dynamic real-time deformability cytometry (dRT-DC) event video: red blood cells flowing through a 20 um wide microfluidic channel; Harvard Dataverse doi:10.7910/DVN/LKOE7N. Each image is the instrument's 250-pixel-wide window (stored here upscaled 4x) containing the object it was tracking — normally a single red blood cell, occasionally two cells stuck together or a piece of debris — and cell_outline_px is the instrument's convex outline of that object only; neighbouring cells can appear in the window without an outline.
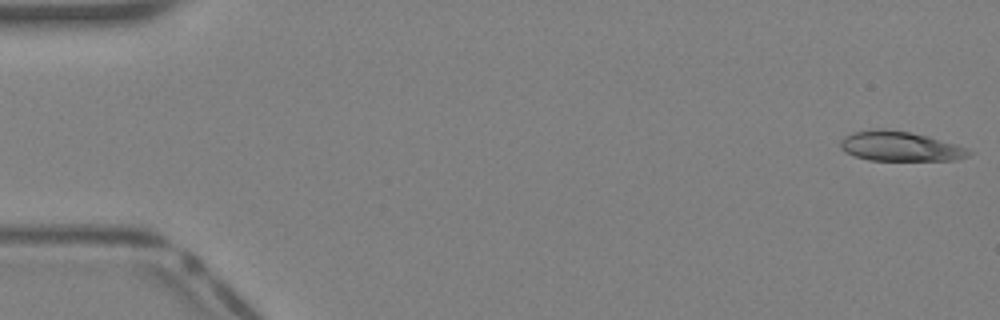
{"species": "Egyptian fruit bat (a non-hibernating species)", "species_latin": "Rousettus aegyptiacus", "temperature_condition": "warm", "stored_images_in_passage": 40, "camera_frame_rate_fps": 3000, "um_per_image_px": 0.085, "animal": {"sex": "female"}, "frame": {"image": 1, "passage_image": 1, "time_ms": 0.0, "image_size_px": [1000, 320], "cell_outline_px": [[976, 152], [968, 156], [956, 160], [868, 160], [844, 152], [840, 148], [840, 140], [844, 136], [852, 132], [872, 128], [884, 128], [908, 132], [928, 136], [956, 144], [968, 148]], "centroid_in_image_um": [76.5, 12.43], "position_along_channel_um": 8.5, "area_um2": 22.54}}
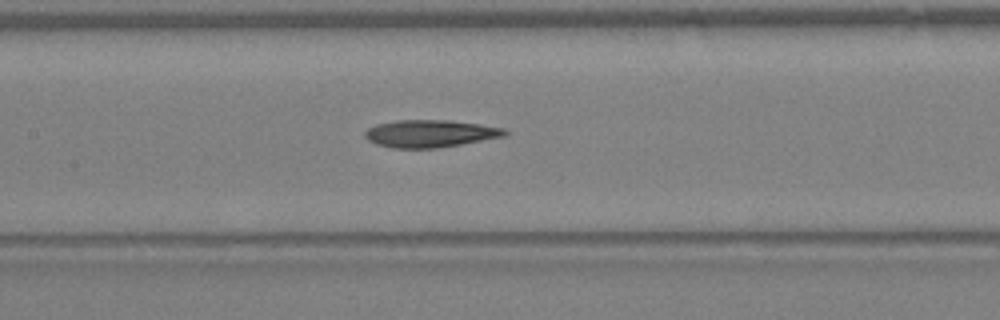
{"frame": {"image": 2, "passage_image": 19, "time_ms": 6.0, "image_size_px": [1000, 320], "cell_outline_px": [[508, 132], [504, 136], [460, 144], [436, 148], [392, 148], [376, 144], [368, 140], [364, 136], [364, 132], [368, 128], [376, 124], [396, 120], [448, 120], [480, 124], [504, 128]], "centroid_in_image_um": [36.52, 11.35], "position_along_channel_um": 170.9, "area_um2": 22.25}}
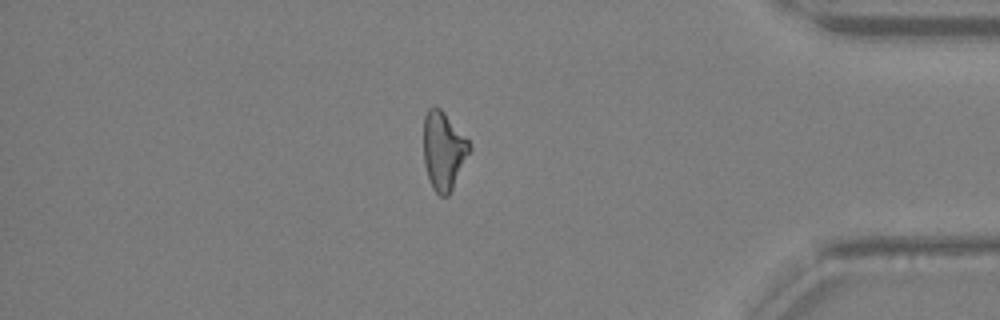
{"frame": {"image": 3, "passage_image": 34, "time_ms": 11.0, "image_size_px": [1000, 320], "cell_outline_px": [[472, 148], [448, 196], [440, 196], [432, 188], [424, 164], [424, 116], [428, 108], [440, 108], [444, 112], [472, 144]], "centroid_in_image_um": [37.7, 12.81], "position_along_channel_um": 397.5, "area_um2": 20.75}}